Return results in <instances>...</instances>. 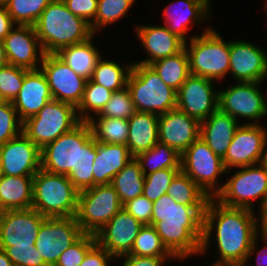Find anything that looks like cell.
I'll return each instance as SVG.
<instances>
[{"mask_svg": "<svg viewBox=\"0 0 267 266\" xmlns=\"http://www.w3.org/2000/svg\"><path fill=\"white\" fill-rule=\"evenodd\" d=\"M8 2V0H0V5H5Z\"/></svg>", "mask_w": 267, "mask_h": 266, "instance_id": "56", "label": "cell"}, {"mask_svg": "<svg viewBox=\"0 0 267 266\" xmlns=\"http://www.w3.org/2000/svg\"><path fill=\"white\" fill-rule=\"evenodd\" d=\"M180 169L187 174L209 198H215L221 191L222 186L219 187L216 180H218L220 174L227 173L223 164V159L217 156L200 137L181 154Z\"/></svg>", "mask_w": 267, "mask_h": 266, "instance_id": "11", "label": "cell"}, {"mask_svg": "<svg viewBox=\"0 0 267 266\" xmlns=\"http://www.w3.org/2000/svg\"><path fill=\"white\" fill-rule=\"evenodd\" d=\"M262 233V239H263V242L266 243L265 246L263 247V249H260L258 251V255H257V265L258 266H267V234H265L262 230L261 232ZM263 258V259H262ZM263 260V261H262ZM264 262V264H263ZM243 266H246V265H243ZM249 266V264H248Z\"/></svg>", "mask_w": 267, "mask_h": 266, "instance_id": "52", "label": "cell"}, {"mask_svg": "<svg viewBox=\"0 0 267 266\" xmlns=\"http://www.w3.org/2000/svg\"><path fill=\"white\" fill-rule=\"evenodd\" d=\"M15 26L2 41L9 64L28 70L39 69L37 63L41 64L45 53L34 27Z\"/></svg>", "mask_w": 267, "mask_h": 266, "instance_id": "20", "label": "cell"}, {"mask_svg": "<svg viewBox=\"0 0 267 266\" xmlns=\"http://www.w3.org/2000/svg\"><path fill=\"white\" fill-rule=\"evenodd\" d=\"M136 112L129 88L114 91L110 100L97 116L128 120Z\"/></svg>", "mask_w": 267, "mask_h": 266, "instance_id": "41", "label": "cell"}, {"mask_svg": "<svg viewBox=\"0 0 267 266\" xmlns=\"http://www.w3.org/2000/svg\"><path fill=\"white\" fill-rule=\"evenodd\" d=\"M159 142L182 154L200 135V123L175 108L159 115Z\"/></svg>", "mask_w": 267, "mask_h": 266, "instance_id": "22", "label": "cell"}, {"mask_svg": "<svg viewBox=\"0 0 267 266\" xmlns=\"http://www.w3.org/2000/svg\"><path fill=\"white\" fill-rule=\"evenodd\" d=\"M230 72L237 82H263L267 78V55L253 43L232 41Z\"/></svg>", "mask_w": 267, "mask_h": 266, "instance_id": "21", "label": "cell"}, {"mask_svg": "<svg viewBox=\"0 0 267 266\" xmlns=\"http://www.w3.org/2000/svg\"><path fill=\"white\" fill-rule=\"evenodd\" d=\"M262 231L267 234V226Z\"/></svg>", "mask_w": 267, "mask_h": 266, "instance_id": "58", "label": "cell"}, {"mask_svg": "<svg viewBox=\"0 0 267 266\" xmlns=\"http://www.w3.org/2000/svg\"><path fill=\"white\" fill-rule=\"evenodd\" d=\"M142 226L122 208L95 234L96 243L114 258H122L130 253Z\"/></svg>", "mask_w": 267, "mask_h": 266, "instance_id": "19", "label": "cell"}, {"mask_svg": "<svg viewBox=\"0 0 267 266\" xmlns=\"http://www.w3.org/2000/svg\"><path fill=\"white\" fill-rule=\"evenodd\" d=\"M236 172L215 196L224 206L253 210V200L260 199V206L267 195V161L246 167Z\"/></svg>", "mask_w": 267, "mask_h": 266, "instance_id": "9", "label": "cell"}, {"mask_svg": "<svg viewBox=\"0 0 267 266\" xmlns=\"http://www.w3.org/2000/svg\"><path fill=\"white\" fill-rule=\"evenodd\" d=\"M83 234L75 217L45 218L34 245L45 263L54 266L59 256Z\"/></svg>", "mask_w": 267, "mask_h": 266, "instance_id": "13", "label": "cell"}, {"mask_svg": "<svg viewBox=\"0 0 267 266\" xmlns=\"http://www.w3.org/2000/svg\"><path fill=\"white\" fill-rule=\"evenodd\" d=\"M17 115L12 102L0 103V146L22 132L23 122Z\"/></svg>", "mask_w": 267, "mask_h": 266, "instance_id": "44", "label": "cell"}, {"mask_svg": "<svg viewBox=\"0 0 267 266\" xmlns=\"http://www.w3.org/2000/svg\"><path fill=\"white\" fill-rule=\"evenodd\" d=\"M2 175L34 177L41 169V149L23 132L0 146Z\"/></svg>", "mask_w": 267, "mask_h": 266, "instance_id": "18", "label": "cell"}, {"mask_svg": "<svg viewBox=\"0 0 267 266\" xmlns=\"http://www.w3.org/2000/svg\"><path fill=\"white\" fill-rule=\"evenodd\" d=\"M96 158L93 165V187L108 185L134 157L124 144L96 142Z\"/></svg>", "mask_w": 267, "mask_h": 266, "instance_id": "25", "label": "cell"}, {"mask_svg": "<svg viewBox=\"0 0 267 266\" xmlns=\"http://www.w3.org/2000/svg\"><path fill=\"white\" fill-rule=\"evenodd\" d=\"M186 45L190 74L215 81L229 72L230 42L223 41L215 30L207 28L200 36L190 38V47Z\"/></svg>", "mask_w": 267, "mask_h": 266, "instance_id": "7", "label": "cell"}, {"mask_svg": "<svg viewBox=\"0 0 267 266\" xmlns=\"http://www.w3.org/2000/svg\"><path fill=\"white\" fill-rule=\"evenodd\" d=\"M265 4H266L265 10H266V14H267V0L265 1Z\"/></svg>", "mask_w": 267, "mask_h": 266, "instance_id": "59", "label": "cell"}, {"mask_svg": "<svg viewBox=\"0 0 267 266\" xmlns=\"http://www.w3.org/2000/svg\"><path fill=\"white\" fill-rule=\"evenodd\" d=\"M127 87L136 111L161 115L177 106V91L166 85L150 65L134 62Z\"/></svg>", "mask_w": 267, "mask_h": 266, "instance_id": "6", "label": "cell"}, {"mask_svg": "<svg viewBox=\"0 0 267 266\" xmlns=\"http://www.w3.org/2000/svg\"><path fill=\"white\" fill-rule=\"evenodd\" d=\"M127 255L147 257H174L164 246L153 225H143Z\"/></svg>", "mask_w": 267, "mask_h": 266, "instance_id": "38", "label": "cell"}, {"mask_svg": "<svg viewBox=\"0 0 267 266\" xmlns=\"http://www.w3.org/2000/svg\"><path fill=\"white\" fill-rule=\"evenodd\" d=\"M96 244L93 234H83L75 243L67 248L58 258L54 266H79L86 253Z\"/></svg>", "mask_w": 267, "mask_h": 266, "instance_id": "45", "label": "cell"}, {"mask_svg": "<svg viewBox=\"0 0 267 266\" xmlns=\"http://www.w3.org/2000/svg\"><path fill=\"white\" fill-rule=\"evenodd\" d=\"M150 66L162 81L178 91L190 75L189 59L185 48L176 55L152 62Z\"/></svg>", "mask_w": 267, "mask_h": 266, "instance_id": "31", "label": "cell"}, {"mask_svg": "<svg viewBox=\"0 0 267 266\" xmlns=\"http://www.w3.org/2000/svg\"><path fill=\"white\" fill-rule=\"evenodd\" d=\"M3 101H4V100H3L2 96L0 95V103L3 102Z\"/></svg>", "mask_w": 267, "mask_h": 266, "instance_id": "60", "label": "cell"}, {"mask_svg": "<svg viewBox=\"0 0 267 266\" xmlns=\"http://www.w3.org/2000/svg\"><path fill=\"white\" fill-rule=\"evenodd\" d=\"M257 221L258 218L252 210L224 206L214 198H210L203 214L200 253L207 251L213 230H216L217 251L220 253V258L212 266L247 265L249 257L256 251L258 232H260Z\"/></svg>", "mask_w": 267, "mask_h": 266, "instance_id": "1", "label": "cell"}, {"mask_svg": "<svg viewBox=\"0 0 267 266\" xmlns=\"http://www.w3.org/2000/svg\"><path fill=\"white\" fill-rule=\"evenodd\" d=\"M4 251L14 266H48L35 246H9Z\"/></svg>", "mask_w": 267, "mask_h": 266, "instance_id": "46", "label": "cell"}, {"mask_svg": "<svg viewBox=\"0 0 267 266\" xmlns=\"http://www.w3.org/2000/svg\"><path fill=\"white\" fill-rule=\"evenodd\" d=\"M176 3L178 6H182L179 7H181L183 11L181 8H176V6H174L175 2L169 4L166 9H164L165 26L170 32L177 35L186 44L187 38L185 34L188 31V23H190V21L198 23L204 21V18L207 17L208 13H210V0H178Z\"/></svg>", "mask_w": 267, "mask_h": 266, "instance_id": "27", "label": "cell"}, {"mask_svg": "<svg viewBox=\"0 0 267 266\" xmlns=\"http://www.w3.org/2000/svg\"><path fill=\"white\" fill-rule=\"evenodd\" d=\"M45 218L33 208L1 211L0 249L5 250L9 246H35Z\"/></svg>", "mask_w": 267, "mask_h": 266, "instance_id": "16", "label": "cell"}, {"mask_svg": "<svg viewBox=\"0 0 267 266\" xmlns=\"http://www.w3.org/2000/svg\"><path fill=\"white\" fill-rule=\"evenodd\" d=\"M28 69L8 64L0 68V95L12 102L18 95Z\"/></svg>", "mask_w": 267, "mask_h": 266, "instance_id": "43", "label": "cell"}, {"mask_svg": "<svg viewBox=\"0 0 267 266\" xmlns=\"http://www.w3.org/2000/svg\"><path fill=\"white\" fill-rule=\"evenodd\" d=\"M212 84L213 80L190 74L177 91L176 108L199 123L205 121L218 109V91Z\"/></svg>", "mask_w": 267, "mask_h": 266, "instance_id": "17", "label": "cell"}, {"mask_svg": "<svg viewBox=\"0 0 267 266\" xmlns=\"http://www.w3.org/2000/svg\"><path fill=\"white\" fill-rule=\"evenodd\" d=\"M2 177L1 160H0V178Z\"/></svg>", "mask_w": 267, "mask_h": 266, "instance_id": "57", "label": "cell"}, {"mask_svg": "<svg viewBox=\"0 0 267 266\" xmlns=\"http://www.w3.org/2000/svg\"><path fill=\"white\" fill-rule=\"evenodd\" d=\"M15 23L4 5H0V41L14 28Z\"/></svg>", "mask_w": 267, "mask_h": 266, "instance_id": "51", "label": "cell"}, {"mask_svg": "<svg viewBox=\"0 0 267 266\" xmlns=\"http://www.w3.org/2000/svg\"><path fill=\"white\" fill-rule=\"evenodd\" d=\"M261 209L260 211V223H261V227H260V231L263 230L266 226H267V195L266 198L264 200V203L262 204V206L259 208Z\"/></svg>", "mask_w": 267, "mask_h": 266, "instance_id": "53", "label": "cell"}, {"mask_svg": "<svg viewBox=\"0 0 267 266\" xmlns=\"http://www.w3.org/2000/svg\"><path fill=\"white\" fill-rule=\"evenodd\" d=\"M0 266H14L4 250L0 249Z\"/></svg>", "mask_w": 267, "mask_h": 266, "instance_id": "55", "label": "cell"}, {"mask_svg": "<svg viewBox=\"0 0 267 266\" xmlns=\"http://www.w3.org/2000/svg\"><path fill=\"white\" fill-rule=\"evenodd\" d=\"M135 159L140 163L144 176L158 170L181 168V154L169 145L160 142L148 151L140 153Z\"/></svg>", "mask_w": 267, "mask_h": 266, "instance_id": "33", "label": "cell"}, {"mask_svg": "<svg viewBox=\"0 0 267 266\" xmlns=\"http://www.w3.org/2000/svg\"><path fill=\"white\" fill-rule=\"evenodd\" d=\"M267 128L260 124L240 125L223 158L229 172L231 167L240 168L267 161ZM266 149V150H265Z\"/></svg>", "mask_w": 267, "mask_h": 266, "instance_id": "12", "label": "cell"}, {"mask_svg": "<svg viewBox=\"0 0 267 266\" xmlns=\"http://www.w3.org/2000/svg\"><path fill=\"white\" fill-rule=\"evenodd\" d=\"M175 202L188 206H207V194L184 172L180 171L172 180L166 192Z\"/></svg>", "mask_w": 267, "mask_h": 266, "instance_id": "35", "label": "cell"}, {"mask_svg": "<svg viewBox=\"0 0 267 266\" xmlns=\"http://www.w3.org/2000/svg\"><path fill=\"white\" fill-rule=\"evenodd\" d=\"M33 177L2 175L0 212L32 208Z\"/></svg>", "mask_w": 267, "mask_h": 266, "instance_id": "29", "label": "cell"}, {"mask_svg": "<svg viewBox=\"0 0 267 266\" xmlns=\"http://www.w3.org/2000/svg\"><path fill=\"white\" fill-rule=\"evenodd\" d=\"M261 82H239L218 92V109L235 119H250L248 124H258L257 120L267 115V101L261 93ZM257 121V122H256Z\"/></svg>", "mask_w": 267, "mask_h": 266, "instance_id": "14", "label": "cell"}, {"mask_svg": "<svg viewBox=\"0 0 267 266\" xmlns=\"http://www.w3.org/2000/svg\"><path fill=\"white\" fill-rule=\"evenodd\" d=\"M136 33L146 50L148 58L136 62L150 65L162 58L178 54L184 49L185 42L168 30L166 26H139Z\"/></svg>", "mask_w": 267, "mask_h": 266, "instance_id": "24", "label": "cell"}, {"mask_svg": "<svg viewBox=\"0 0 267 266\" xmlns=\"http://www.w3.org/2000/svg\"><path fill=\"white\" fill-rule=\"evenodd\" d=\"M113 91L97 84L90 79L87 80L85 89L83 92V97L76 108L77 116L80 121L87 122L92 118L93 115L85 114V112L99 114L104 106L108 103L111 98ZM79 113V114H78Z\"/></svg>", "mask_w": 267, "mask_h": 266, "instance_id": "37", "label": "cell"}, {"mask_svg": "<svg viewBox=\"0 0 267 266\" xmlns=\"http://www.w3.org/2000/svg\"><path fill=\"white\" fill-rule=\"evenodd\" d=\"M158 120V114L140 111H136L128 119L127 147L134 158L159 142Z\"/></svg>", "mask_w": 267, "mask_h": 266, "instance_id": "28", "label": "cell"}, {"mask_svg": "<svg viewBox=\"0 0 267 266\" xmlns=\"http://www.w3.org/2000/svg\"><path fill=\"white\" fill-rule=\"evenodd\" d=\"M93 36L87 41L61 48L56 55L75 73L89 80L101 57L92 43Z\"/></svg>", "mask_w": 267, "mask_h": 266, "instance_id": "30", "label": "cell"}, {"mask_svg": "<svg viewBox=\"0 0 267 266\" xmlns=\"http://www.w3.org/2000/svg\"><path fill=\"white\" fill-rule=\"evenodd\" d=\"M68 10L91 24L97 11L98 0H63Z\"/></svg>", "mask_w": 267, "mask_h": 266, "instance_id": "48", "label": "cell"}, {"mask_svg": "<svg viewBox=\"0 0 267 266\" xmlns=\"http://www.w3.org/2000/svg\"><path fill=\"white\" fill-rule=\"evenodd\" d=\"M96 141L88 122L81 121L70 132L41 149V169L67 175L78 192L93 188Z\"/></svg>", "mask_w": 267, "mask_h": 266, "instance_id": "2", "label": "cell"}, {"mask_svg": "<svg viewBox=\"0 0 267 266\" xmlns=\"http://www.w3.org/2000/svg\"><path fill=\"white\" fill-rule=\"evenodd\" d=\"M205 210L206 206L177 204L167 194L153 202L151 225L176 259L183 261L188 256L201 254Z\"/></svg>", "mask_w": 267, "mask_h": 266, "instance_id": "3", "label": "cell"}, {"mask_svg": "<svg viewBox=\"0 0 267 266\" xmlns=\"http://www.w3.org/2000/svg\"><path fill=\"white\" fill-rule=\"evenodd\" d=\"M80 122L73 105L52 100L36 115L23 121L22 132L42 149L46 144L70 132Z\"/></svg>", "mask_w": 267, "mask_h": 266, "instance_id": "8", "label": "cell"}, {"mask_svg": "<svg viewBox=\"0 0 267 266\" xmlns=\"http://www.w3.org/2000/svg\"><path fill=\"white\" fill-rule=\"evenodd\" d=\"M122 208L111 184L96 185L78 193L75 218L83 233L95 235Z\"/></svg>", "mask_w": 267, "mask_h": 266, "instance_id": "10", "label": "cell"}, {"mask_svg": "<svg viewBox=\"0 0 267 266\" xmlns=\"http://www.w3.org/2000/svg\"><path fill=\"white\" fill-rule=\"evenodd\" d=\"M145 176L140 163L134 158L111 180L122 204L143 195Z\"/></svg>", "mask_w": 267, "mask_h": 266, "instance_id": "32", "label": "cell"}, {"mask_svg": "<svg viewBox=\"0 0 267 266\" xmlns=\"http://www.w3.org/2000/svg\"><path fill=\"white\" fill-rule=\"evenodd\" d=\"M230 114L217 109L205 121L200 123V135L208 147L220 158H224L234 137L236 129L241 125Z\"/></svg>", "mask_w": 267, "mask_h": 266, "instance_id": "26", "label": "cell"}, {"mask_svg": "<svg viewBox=\"0 0 267 266\" xmlns=\"http://www.w3.org/2000/svg\"><path fill=\"white\" fill-rule=\"evenodd\" d=\"M181 169H163L145 176L143 195L151 202H155L166 194L173 178Z\"/></svg>", "mask_w": 267, "mask_h": 266, "instance_id": "42", "label": "cell"}, {"mask_svg": "<svg viewBox=\"0 0 267 266\" xmlns=\"http://www.w3.org/2000/svg\"><path fill=\"white\" fill-rule=\"evenodd\" d=\"M126 257L122 266H163L165 260L175 257H147V256H135L124 255Z\"/></svg>", "mask_w": 267, "mask_h": 266, "instance_id": "50", "label": "cell"}, {"mask_svg": "<svg viewBox=\"0 0 267 266\" xmlns=\"http://www.w3.org/2000/svg\"><path fill=\"white\" fill-rule=\"evenodd\" d=\"M132 67L133 64L121 67L118 63L100 57L90 80L113 92L118 91L127 86Z\"/></svg>", "mask_w": 267, "mask_h": 266, "instance_id": "36", "label": "cell"}, {"mask_svg": "<svg viewBox=\"0 0 267 266\" xmlns=\"http://www.w3.org/2000/svg\"><path fill=\"white\" fill-rule=\"evenodd\" d=\"M45 54L87 41L95 35L83 18L72 14L63 0H52L33 25Z\"/></svg>", "mask_w": 267, "mask_h": 266, "instance_id": "4", "label": "cell"}, {"mask_svg": "<svg viewBox=\"0 0 267 266\" xmlns=\"http://www.w3.org/2000/svg\"><path fill=\"white\" fill-rule=\"evenodd\" d=\"M152 207L153 202L144 195L123 204V208L143 225H151Z\"/></svg>", "mask_w": 267, "mask_h": 266, "instance_id": "47", "label": "cell"}, {"mask_svg": "<svg viewBox=\"0 0 267 266\" xmlns=\"http://www.w3.org/2000/svg\"><path fill=\"white\" fill-rule=\"evenodd\" d=\"M52 0H8L4 5L17 25H34Z\"/></svg>", "mask_w": 267, "mask_h": 266, "instance_id": "39", "label": "cell"}, {"mask_svg": "<svg viewBox=\"0 0 267 266\" xmlns=\"http://www.w3.org/2000/svg\"><path fill=\"white\" fill-rule=\"evenodd\" d=\"M114 257L97 243L86 253L83 262L79 266H109L108 261Z\"/></svg>", "mask_w": 267, "mask_h": 266, "instance_id": "49", "label": "cell"}, {"mask_svg": "<svg viewBox=\"0 0 267 266\" xmlns=\"http://www.w3.org/2000/svg\"><path fill=\"white\" fill-rule=\"evenodd\" d=\"M53 97L42 70H28L25 74L22 87L12 101L19 114L18 118L23 122L27 118L36 115Z\"/></svg>", "mask_w": 267, "mask_h": 266, "instance_id": "23", "label": "cell"}, {"mask_svg": "<svg viewBox=\"0 0 267 266\" xmlns=\"http://www.w3.org/2000/svg\"><path fill=\"white\" fill-rule=\"evenodd\" d=\"M97 117H99L98 120L92 117L87 121L96 142L127 145L129 134L128 120L105 116Z\"/></svg>", "mask_w": 267, "mask_h": 266, "instance_id": "34", "label": "cell"}, {"mask_svg": "<svg viewBox=\"0 0 267 266\" xmlns=\"http://www.w3.org/2000/svg\"><path fill=\"white\" fill-rule=\"evenodd\" d=\"M40 69L47 79L53 100L77 108L82 100L87 79L75 73L56 54H45Z\"/></svg>", "mask_w": 267, "mask_h": 266, "instance_id": "15", "label": "cell"}, {"mask_svg": "<svg viewBox=\"0 0 267 266\" xmlns=\"http://www.w3.org/2000/svg\"><path fill=\"white\" fill-rule=\"evenodd\" d=\"M8 64H9V62H8V59L6 56V51L4 49L3 42L0 41V68L6 66Z\"/></svg>", "mask_w": 267, "mask_h": 266, "instance_id": "54", "label": "cell"}, {"mask_svg": "<svg viewBox=\"0 0 267 266\" xmlns=\"http://www.w3.org/2000/svg\"><path fill=\"white\" fill-rule=\"evenodd\" d=\"M78 193L67 175L39 169L33 177L32 208L46 218L75 217Z\"/></svg>", "mask_w": 267, "mask_h": 266, "instance_id": "5", "label": "cell"}, {"mask_svg": "<svg viewBox=\"0 0 267 266\" xmlns=\"http://www.w3.org/2000/svg\"><path fill=\"white\" fill-rule=\"evenodd\" d=\"M135 0H98L96 17L90 24L93 33L108 24L116 22L132 6Z\"/></svg>", "mask_w": 267, "mask_h": 266, "instance_id": "40", "label": "cell"}]
</instances>
